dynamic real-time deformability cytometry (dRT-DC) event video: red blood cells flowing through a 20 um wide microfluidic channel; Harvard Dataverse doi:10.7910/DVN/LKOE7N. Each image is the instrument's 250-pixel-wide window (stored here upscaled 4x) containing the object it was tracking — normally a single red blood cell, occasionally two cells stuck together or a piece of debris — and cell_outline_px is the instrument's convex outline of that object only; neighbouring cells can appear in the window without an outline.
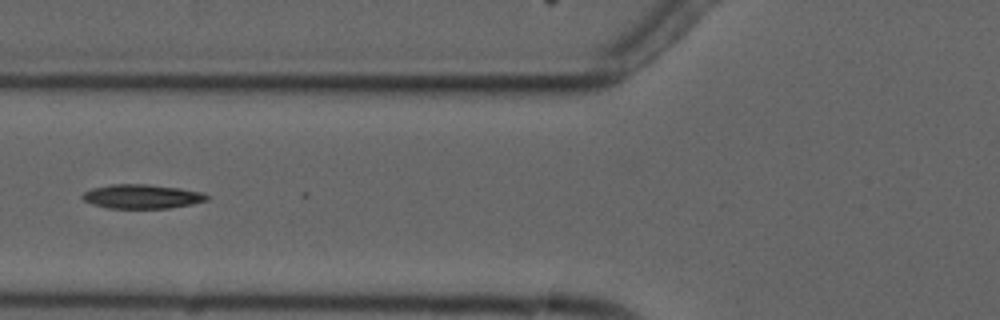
{"species": "common noctule bat (a hibernating species)", "species_latin": "Nyctalus noctula", "temperature_condition": "cold", "stored_images_in_passage": 6, "camera_frame_rate_fps": 3000, "um_per_image_px": 0.085, "animal": {"sex": "male", "forearm_length_mm": 52.5}, "frame": {"image": 1, "passage_image": 6, "time_ms": 6.0, "image_size_px": [1000, 320], "cell_outline_px": [[212, 196], [208, 200], [192, 204], [168, 208], [108, 208], [92, 204], [84, 200], [80, 196], [84, 192], [92, 188], [112, 184], [148, 184], [180, 188], [204, 192]], "centroid_in_image_um": [12.11, 16.69], "position_along_channel_um": 113.7, "area_um2": 17.69}}